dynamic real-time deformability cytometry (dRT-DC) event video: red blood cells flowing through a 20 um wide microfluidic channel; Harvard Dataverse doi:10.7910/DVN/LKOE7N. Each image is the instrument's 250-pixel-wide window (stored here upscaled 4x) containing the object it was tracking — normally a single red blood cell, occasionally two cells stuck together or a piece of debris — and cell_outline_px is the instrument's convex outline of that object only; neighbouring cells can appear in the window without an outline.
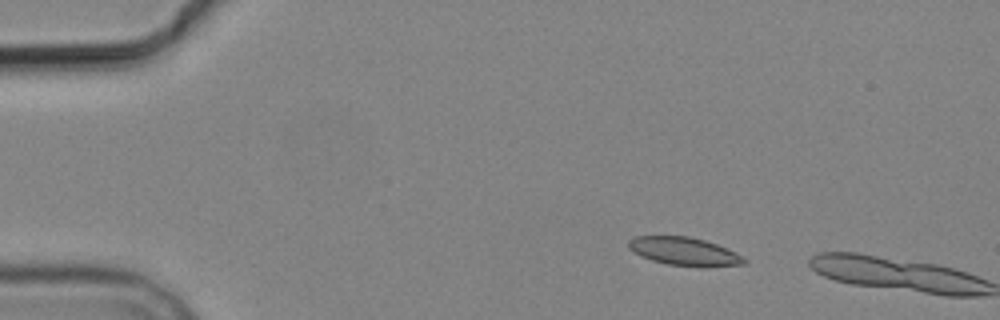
{"species": "common noctule bat (a hibernating species)", "species_latin": "Nyctalus noctula", "temperature_condition": "cold", "stored_images_in_passage": 2, "camera_frame_rate_fps": 3000, "um_per_image_px": 0.085, "animal": {"sex": "male", "body_mass_g": 19.2, "forearm_length_mm": 51.8}, "frame": {"image": 1, "passage_image": 1, "time_ms": 0.0, "image_size_px": [1000, 320], "cell_outline_px": [[748, 260], [744, 264], [668, 264], [652, 260], [640, 256], [628, 248], [628, 240], [636, 236], [688, 236], [704, 240], [716, 244], [736, 252], [744, 256]], "centroid_in_image_um": [58.09, 21.31], "position_along_channel_um": 26.9, "area_um2": 18.15}}